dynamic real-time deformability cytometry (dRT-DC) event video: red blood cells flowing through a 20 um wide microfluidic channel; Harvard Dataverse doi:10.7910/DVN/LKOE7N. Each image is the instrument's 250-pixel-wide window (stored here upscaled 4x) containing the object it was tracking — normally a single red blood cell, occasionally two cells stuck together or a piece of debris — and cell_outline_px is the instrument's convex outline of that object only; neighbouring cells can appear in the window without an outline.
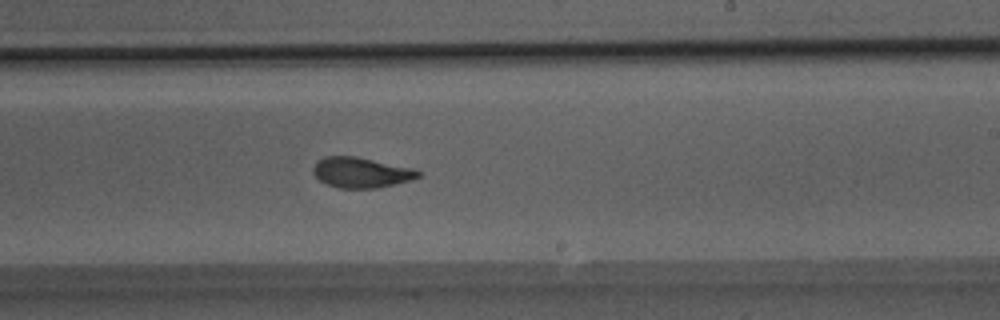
{"species": "Egyptian fruit bat (a non-hibernating species)", "species_latin": "Rousettus aegyptiacus", "temperature_condition": "room temperature", "stored_images_in_passage": 38, "camera_frame_rate_fps": 3000, "um_per_image_px": 0.085, "animal": {"sex": "male"}, "frame": {"image": 1, "passage_image": 18, "time_ms": 5.667, "image_size_px": [1000, 320], "cell_outline_px": [[424, 172], [420, 176], [412, 180], [376, 188], [336, 188], [320, 180], [312, 172], [312, 168], [324, 156], [356, 156], [416, 168]], "centroid_in_image_um": [30.76, 14.66], "position_along_channel_um": 258.2, "area_um2": 18.79}}
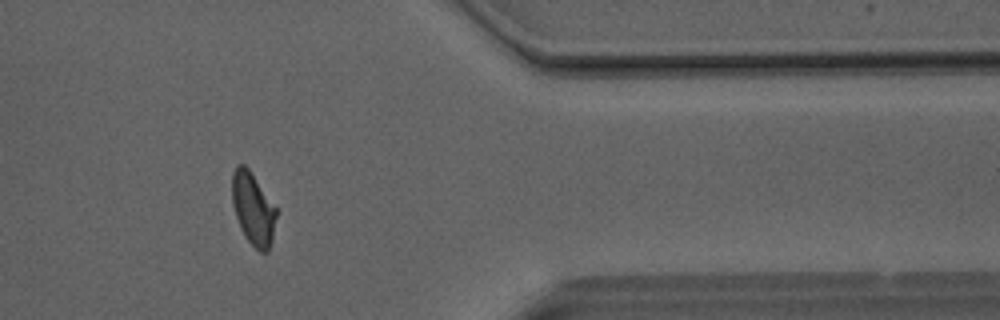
{"frame": {"image": 2, "passage_image": 29, "time_ms": 9.333, "image_size_px": [1000, 320], "cell_outline_px": [[276, 216], [272, 240], [268, 252], [260, 252], [244, 236], [240, 228], [232, 204], [232, 172], [236, 164], [244, 164], [248, 168], [276, 208]], "centroid_in_image_um": [21.49, 17.74], "position_along_channel_um": 389.9, "area_um2": 18.5}}
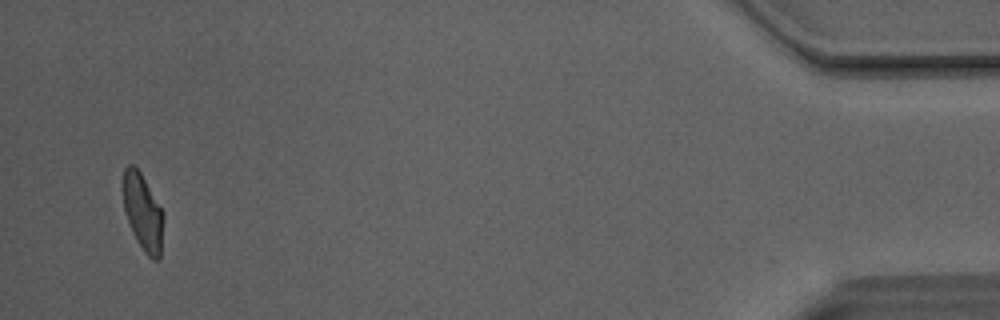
{"frame": {"image": 3, "passage_image": 36, "time_ms": 11.667, "image_size_px": [1000, 320], "cell_outline_px": [[164, 216], [160, 260], [152, 260], [144, 252], [136, 240], [124, 212], [124, 168], [128, 164], [132, 164], [140, 172], [164, 212]], "centroid_in_image_um": [12.17, 18.08], "position_along_channel_um": 423.0, "area_um2": 17.98}, "authors_computed_cell_mechanics": {"area_um2": 18.785, "velocity_mm_per_s": 4.1197, "shape_relaxation_time_tau1_ms": 4.1915, "shape_relaxation_time_tau2_ms": 1.1188, "deformation_change_tau1": 0.1782, "deformation_change_tau2": 0.0831}}